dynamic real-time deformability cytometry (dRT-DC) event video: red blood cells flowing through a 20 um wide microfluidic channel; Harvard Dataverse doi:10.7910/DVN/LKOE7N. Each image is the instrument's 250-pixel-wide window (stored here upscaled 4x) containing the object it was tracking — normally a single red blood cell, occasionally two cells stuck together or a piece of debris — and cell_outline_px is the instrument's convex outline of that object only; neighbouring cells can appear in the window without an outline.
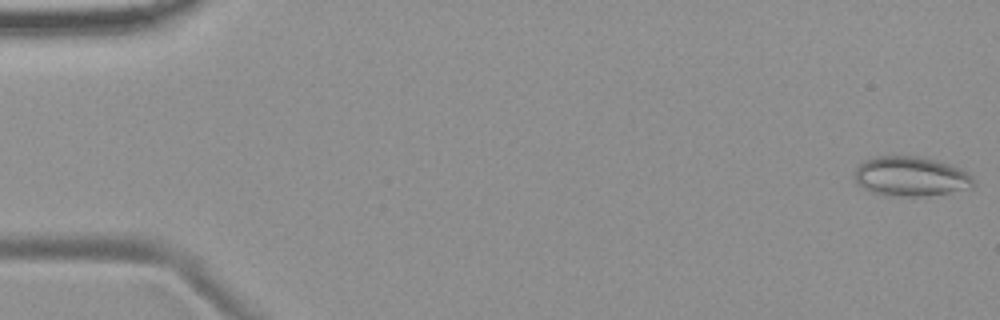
{"species": "common noctule bat (a hibernating species)", "species_latin": "Nyctalus noctula", "temperature_condition": "room temperature", "stored_images_in_passage": 4, "camera_frame_rate_fps": 3000, "um_per_image_px": 0.085, "animal": {"sex": "female", "body_mass_g": 19.9}, "frame": {"image": 1, "passage_image": 1, "time_ms": 0.0, "image_size_px": [1000, 320], "cell_outline_px": [[972, 188], [928, 196], [884, 196], [872, 192], [856, 184], [856, 168], [864, 160], [876, 156], [920, 156], [936, 160], [960, 168], [972, 176]], "centroid_in_image_um": [77.4, 15.0], "position_along_channel_um": 7.6, "area_um2": 27.51}}